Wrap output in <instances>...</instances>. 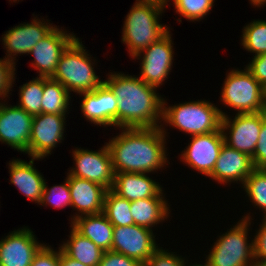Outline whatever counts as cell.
<instances>
[{
	"mask_svg": "<svg viewBox=\"0 0 266 266\" xmlns=\"http://www.w3.org/2000/svg\"><path fill=\"white\" fill-rule=\"evenodd\" d=\"M71 153L75 162L67 170L69 175L97 183L108 190L112 188L115 173L106 143L97 151L76 147Z\"/></svg>",
	"mask_w": 266,
	"mask_h": 266,
	"instance_id": "cell-9",
	"label": "cell"
},
{
	"mask_svg": "<svg viewBox=\"0 0 266 266\" xmlns=\"http://www.w3.org/2000/svg\"><path fill=\"white\" fill-rule=\"evenodd\" d=\"M59 185L49 187L47 182L44 185V191L39 203L40 206H52L53 208L63 209L71 207V195L68 184V179ZM49 187V188H48Z\"/></svg>",
	"mask_w": 266,
	"mask_h": 266,
	"instance_id": "cell-32",
	"label": "cell"
},
{
	"mask_svg": "<svg viewBox=\"0 0 266 266\" xmlns=\"http://www.w3.org/2000/svg\"><path fill=\"white\" fill-rule=\"evenodd\" d=\"M188 146L179 154V160L197 173L208 177L224 144L221 128L208 134L191 136Z\"/></svg>",
	"mask_w": 266,
	"mask_h": 266,
	"instance_id": "cell-14",
	"label": "cell"
},
{
	"mask_svg": "<svg viewBox=\"0 0 266 266\" xmlns=\"http://www.w3.org/2000/svg\"><path fill=\"white\" fill-rule=\"evenodd\" d=\"M250 213L242 216L211 245L209 254L205 255L210 266H255L253 238L249 236L254 219Z\"/></svg>",
	"mask_w": 266,
	"mask_h": 266,
	"instance_id": "cell-6",
	"label": "cell"
},
{
	"mask_svg": "<svg viewBox=\"0 0 266 266\" xmlns=\"http://www.w3.org/2000/svg\"><path fill=\"white\" fill-rule=\"evenodd\" d=\"M35 160L41 161L43 159L31 157L29 162H27L24 159L13 158L7 166L10 174V184H13L29 201L31 200L39 205L46 179L34 167Z\"/></svg>",
	"mask_w": 266,
	"mask_h": 266,
	"instance_id": "cell-21",
	"label": "cell"
},
{
	"mask_svg": "<svg viewBox=\"0 0 266 266\" xmlns=\"http://www.w3.org/2000/svg\"><path fill=\"white\" fill-rule=\"evenodd\" d=\"M253 77L266 89V53L252 57L245 66Z\"/></svg>",
	"mask_w": 266,
	"mask_h": 266,
	"instance_id": "cell-39",
	"label": "cell"
},
{
	"mask_svg": "<svg viewBox=\"0 0 266 266\" xmlns=\"http://www.w3.org/2000/svg\"><path fill=\"white\" fill-rule=\"evenodd\" d=\"M253 237L254 259L257 261H266V218H262L259 229L255 230Z\"/></svg>",
	"mask_w": 266,
	"mask_h": 266,
	"instance_id": "cell-37",
	"label": "cell"
},
{
	"mask_svg": "<svg viewBox=\"0 0 266 266\" xmlns=\"http://www.w3.org/2000/svg\"><path fill=\"white\" fill-rule=\"evenodd\" d=\"M119 133L106 142L114 173H148L170 165L166 136L160 127L119 128Z\"/></svg>",
	"mask_w": 266,
	"mask_h": 266,
	"instance_id": "cell-1",
	"label": "cell"
},
{
	"mask_svg": "<svg viewBox=\"0 0 266 266\" xmlns=\"http://www.w3.org/2000/svg\"><path fill=\"white\" fill-rule=\"evenodd\" d=\"M209 100L198 99L174 105H168L163 99L162 120L160 128L166 137V126L178 129L189 136L208 134L221 128V119L227 113ZM165 124V125H164Z\"/></svg>",
	"mask_w": 266,
	"mask_h": 266,
	"instance_id": "cell-3",
	"label": "cell"
},
{
	"mask_svg": "<svg viewBox=\"0 0 266 266\" xmlns=\"http://www.w3.org/2000/svg\"><path fill=\"white\" fill-rule=\"evenodd\" d=\"M220 94V102L234 109L237 114L265 111L266 89L244 67L226 72Z\"/></svg>",
	"mask_w": 266,
	"mask_h": 266,
	"instance_id": "cell-7",
	"label": "cell"
},
{
	"mask_svg": "<svg viewBox=\"0 0 266 266\" xmlns=\"http://www.w3.org/2000/svg\"><path fill=\"white\" fill-rule=\"evenodd\" d=\"M62 28L56 26L45 38L39 40L29 53L34 57L30 66L37 71L39 77L53 76L60 56L77 37L73 32Z\"/></svg>",
	"mask_w": 266,
	"mask_h": 266,
	"instance_id": "cell-16",
	"label": "cell"
},
{
	"mask_svg": "<svg viewBox=\"0 0 266 266\" xmlns=\"http://www.w3.org/2000/svg\"><path fill=\"white\" fill-rule=\"evenodd\" d=\"M131 202L120 197L111 189L107 190L103 206V214L114 226H129L134 224L131 215Z\"/></svg>",
	"mask_w": 266,
	"mask_h": 266,
	"instance_id": "cell-27",
	"label": "cell"
},
{
	"mask_svg": "<svg viewBox=\"0 0 266 266\" xmlns=\"http://www.w3.org/2000/svg\"><path fill=\"white\" fill-rule=\"evenodd\" d=\"M153 230L136 224L113 228L111 251L137 260L143 266L160 247Z\"/></svg>",
	"mask_w": 266,
	"mask_h": 266,
	"instance_id": "cell-10",
	"label": "cell"
},
{
	"mask_svg": "<svg viewBox=\"0 0 266 266\" xmlns=\"http://www.w3.org/2000/svg\"><path fill=\"white\" fill-rule=\"evenodd\" d=\"M241 43L243 50L253 53L254 56L266 53V21L253 19L242 29Z\"/></svg>",
	"mask_w": 266,
	"mask_h": 266,
	"instance_id": "cell-30",
	"label": "cell"
},
{
	"mask_svg": "<svg viewBox=\"0 0 266 266\" xmlns=\"http://www.w3.org/2000/svg\"><path fill=\"white\" fill-rule=\"evenodd\" d=\"M246 193L248 201L256 210L263 212L262 218H266V169H255L244 181L241 189Z\"/></svg>",
	"mask_w": 266,
	"mask_h": 266,
	"instance_id": "cell-29",
	"label": "cell"
},
{
	"mask_svg": "<svg viewBox=\"0 0 266 266\" xmlns=\"http://www.w3.org/2000/svg\"><path fill=\"white\" fill-rule=\"evenodd\" d=\"M59 266H87L67 256L60 248Z\"/></svg>",
	"mask_w": 266,
	"mask_h": 266,
	"instance_id": "cell-40",
	"label": "cell"
},
{
	"mask_svg": "<svg viewBox=\"0 0 266 266\" xmlns=\"http://www.w3.org/2000/svg\"><path fill=\"white\" fill-rule=\"evenodd\" d=\"M67 241L59 244L61 250L70 258L87 266H98L104 251L89 238L82 236L70 225Z\"/></svg>",
	"mask_w": 266,
	"mask_h": 266,
	"instance_id": "cell-25",
	"label": "cell"
},
{
	"mask_svg": "<svg viewBox=\"0 0 266 266\" xmlns=\"http://www.w3.org/2000/svg\"><path fill=\"white\" fill-rule=\"evenodd\" d=\"M98 266H143L137 260L113 251H104Z\"/></svg>",
	"mask_w": 266,
	"mask_h": 266,
	"instance_id": "cell-38",
	"label": "cell"
},
{
	"mask_svg": "<svg viewBox=\"0 0 266 266\" xmlns=\"http://www.w3.org/2000/svg\"><path fill=\"white\" fill-rule=\"evenodd\" d=\"M0 102V142L28 154L33 116L17 105Z\"/></svg>",
	"mask_w": 266,
	"mask_h": 266,
	"instance_id": "cell-15",
	"label": "cell"
},
{
	"mask_svg": "<svg viewBox=\"0 0 266 266\" xmlns=\"http://www.w3.org/2000/svg\"><path fill=\"white\" fill-rule=\"evenodd\" d=\"M66 115L40 113L33 116L29 139V158L52 155L53 149L65 139Z\"/></svg>",
	"mask_w": 266,
	"mask_h": 266,
	"instance_id": "cell-13",
	"label": "cell"
},
{
	"mask_svg": "<svg viewBox=\"0 0 266 266\" xmlns=\"http://www.w3.org/2000/svg\"><path fill=\"white\" fill-rule=\"evenodd\" d=\"M148 175L150 176L148 173H115L111 190L130 202L138 199L165 197L162 185Z\"/></svg>",
	"mask_w": 266,
	"mask_h": 266,
	"instance_id": "cell-22",
	"label": "cell"
},
{
	"mask_svg": "<svg viewBox=\"0 0 266 266\" xmlns=\"http://www.w3.org/2000/svg\"><path fill=\"white\" fill-rule=\"evenodd\" d=\"M86 50L82 40L76 37L60 56L56 70L51 77L71 94L93 91L104 82L94 69L98 63L96 57H92Z\"/></svg>",
	"mask_w": 266,
	"mask_h": 266,
	"instance_id": "cell-5",
	"label": "cell"
},
{
	"mask_svg": "<svg viewBox=\"0 0 266 266\" xmlns=\"http://www.w3.org/2000/svg\"><path fill=\"white\" fill-rule=\"evenodd\" d=\"M59 262L60 246L57 250L46 243L35 254L30 266H59Z\"/></svg>",
	"mask_w": 266,
	"mask_h": 266,
	"instance_id": "cell-35",
	"label": "cell"
},
{
	"mask_svg": "<svg viewBox=\"0 0 266 266\" xmlns=\"http://www.w3.org/2000/svg\"><path fill=\"white\" fill-rule=\"evenodd\" d=\"M177 15L189 22H199L212 11L215 0H170ZM196 21V22H195Z\"/></svg>",
	"mask_w": 266,
	"mask_h": 266,
	"instance_id": "cell-31",
	"label": "cell"
},
{
	"mask_svg": "<svg viewBox=\"0 0 266 266\" xmlns=\"http://www.w3.org/2000/svg\"><path fill=\"white\" fill-rule=\"evenodd\" d=\"M44 244L28 226L15 229L0 240V266H30Z\"/></svg>",
	"mask_w": 266,
	"mask_h": 266,
	"instance_id": "cell-18",
	"label": "cell"
},
{
	"mask_svg": "<svg viewBox=\"0 0 266 266\" xmlns=\"http://www.w3.org/2000/svg\"><path fill=\"white\" fill-rule=\"evenodd\" d=\"M19 87L17 106L28 114L35 116L41 113L44 90V77L37 76Z\"/></svg>",
	"mask_w": 266,
	"mask_h": 266,
	"instance_id": "cell-28",
	"label": "cell"
},
{
	"mask_svg": "<svg viewBox=\"0 0 266 266\" xmlns=\"http://www.w3.org/2000/svg\"><path fill=\"white\" fill-rule=\"evenodd\" d=\"M188 261H190V260H188L186 258L183 266H210L206 259H205V263L202 262L201 264L200 263H190V262L188 263Z\"/></svg>",
	"mask_w": 266,
	"mask_h": 266,
	"instance_id": "cell-43",
	"label": "cell"
},
{
	"mask_svg": "<svg viewBox=\"0 0 266 266\" xmlns=\"http://www.w3.org/2000/svg\"><path fill=\"white\" fill-rule=\"evenodd\" d=\"M182 256L160 246L144 266H183L186 258Z\"/></svg>",
	"mask_w": 266,
	"mask_h": 266,
	"instance_id": "cell-34",
	"label": "cell"
},
{
	"mask_svg": "<svg viewBox=\"0 0 266 266\" xmlns=\"http://www.w3.org/2000/svg\"><path fill=\"white\" fill-rule=\"evenodd\" d=\"M9 1H11V3H12V2L15 3V2H17V1L19 2L20 0H9ZM22 1H23V0H22Z\"/></svg>",
	"mask_w": 266,
	"mask_h": 266,
	"instance_id": "cell-45",
	"label": "cell"
},
{
	"mask_svg": "<svg viewBox=\"0 0 266 266\" xmlns=\"http://www.w3.org/2000/svg\"><path fill=\"white\" fill-rule=\"evenodd\" d=\"M255 170V166L248 154L235 150L227 144H223L213 171L208 176L217 184L228 185L242 184L245 179Z\"/></svg>",
	"mask_w": 266,
	"mask_h": 266,
	"instance_id": "cell-19",
	"label": "cell"
},
{
	"mask_svg": "<svg viewBox=\"0 0 266 266\" xmlns=\"http://www.w3.org/2000/svg\"><path fill=\"white\" fill-rule=\"evenodd\" d=\"M16 65L0 58V102L9 99L16 80ZM14 84V85H13ZM7 97V98H6Z\"/></svg>",
	"mask_w": 266,
	"mask_h": 266,
	"instance_id": "cell-33",
	"label": "cell"
},
{
	"mask_svg": "<svg viewBox=\"0 0 266 266\" xmlns=\"http://www.w3.org/2000/svg\"><path fill=\"white\" fill-rule=\"evenodd\" d=\"M70 225L103 251H111L114 226L103 213L80 216Z\"/></svg>",
	"mask_w": 266,
	"mask_h": 266,
	"instance_id": "cell-23",
	"label": "cell"
},
{
	"mask_svg": "<svg viewBox=\"0 0 266 266\" xmlns=\"http://www.w3.org/2000/svg\"><path fill=\"white\" fill-rule=\"evenodd\" d=\"M70 102L71 93L64 86L51 77H44L41 113L68 115Z\"/></svg>",
	"mask_w": 266,
	"mask_h": 266,
	"instance_id": "cell-26",
	"label": "cell"
},
{
	"mask_svg": "<svg viewBox=\"0 0 266 266\" xmlns=\"http://www.w3.org/2000/svg\"><path fill=\"white\" fill-rule=\"evenodd\" d=\"M250 4L253 5V7H257L260 9V7L266 6V0H249Z\"/></svg>",
	"mask_w": 266,
	"mask_h": 266,
	"instance_id": "cell-42",
	"label": "cell"
},
{
	"mask_svg": "<svg viewBox=\"0 0 266 266\" xmlns=\"http://www.w3.org/2000/svg\"><path fill=\"white\" fill-rule=\"evenodd\" d=\"M165 198L153 197L132 201L130 210L134 224L154 230L153 228L158 224L168 221L167 218L171 216V207Z\"/></svg>",
	"mask_w": 266,
	"mask_h": 266,
	"instance_id": "cell-24",
	"label": "cell"
},
{
	"mask_svg": "<svg viewBox=\"0 0 266 266\" xmlns=\"http://www.w3.org/2000/svg\"><path fill=\"white\" fill-rule=\"evenodd\" d=\"M174 44L169 30L162 38L141 50L133 59L140 60L139 78L159 89L172 72Z\"/></svg>",
	"mask_w": 266,
	"mask_h": 266,
	"instance_id": "cell-8",
	"label": "cell"
},
{
	"mask_svg": "<svg viewBox=\"0 0 266 266\" xmlns=\"http://www.w3.org/2000/svg\"><path fill=\"white\" fill-rule=\"evenodd\" d=\"M71 208L76 211L69 220L84 216L103 213V206L107 188L86 179L71 176L67 173Z\"/></svg>",
	"mask_w": 266,
	"mask_h": 266,
	"instance_id": "cell-20",
	"label": "cell"
},
{
	"mask_svg": "<svg viewBox=\"0 0 266 266\" xmlns=\"http://www.w3.org/2000/svg\"><path fill=\"white\" fill-rule=\"evenodd\" d=\"M136 1L137 2H152V3L159 4V5H161V6L165 7V8H167L168 5H170V4H168V2L170 0H136Z\"/></svg>",
	"mask_w": 266,
	"mask_h": 266,
	"instance_id": "cell-41",
	"label": "cell"
},
{
	"mask_svg": "<svg viewBox=\"0 0 266 266\" xmlns=\"http://www.w3.org/2000/svg\"><path fill=\"white\" fill-rule=\"evenodd\" d=\"M255 266H266V261H257Z\"/></svg>",
	"mask_w": 266,
	"mask_h": 266,
	"instance_id": "cell-44",
	"label": "cell"
},
{
	"mask_svg": "<svg viewBox=\"0 0 266 266\" xmlns=\"http://www.w3.org/2000/svg\"><path fill=\"white\" fill-rule=\"evenodd\" d=\"M30 23H20L4 32L1 41L6 49L5 59L16 65V56L29 55L33 46L45 38L57 25L48 19L40 18L34 14ZM46 20V21H45ZM53 24V25H52Z\"/></svg>",
	"mask_w": 266,
	"mask_h": 266,
	"instance_id": "cell-12",
	"label": "cell"
},
{
	"mask_svg": "<svg viewBox=\"0 0 266 266\" xmlns=\"http://www.w3.org/2000/svg\"><path fill=\"white\" fill-rule=\"evenodd\" d=\"M232 117L227 114L221 119L224 143L252 157L262 127V112L236 113Z\"/></svg>",
	"mask_w": 266,
	"mask_h": 266,
	"instance_id": "cell-11",
	"label": "cell"
},
{
	"mask_svg": "<svg viewBox=\"0 0 266 266\" xmlns=\"http://www.w3.org/2000/svg\"><path fill=\"white\" fill-rule=\"evenodd\" d=\"M81 96L80 109L86 121L97 127L118 129V106L115 94L103 82L98 88L78 94Z\"/></svg>",
	"mask_w": 266,
	"mask_h": 266,
	"instance_id": "cell-17",
	"label": "cell"
},
{
	"mask_svg": "<svg viewBox=\"0 0 266 266\" xmlns=\"http://www.w3.org/2000/svg\"><path fill=\"white\" fill-rule=\"evenodd\" d=\"M104 83L115 94L119 128L160 127L163 97L158 89L146 84L138 75L109 72Z\"/></svg>",
	"mask_w": 266,
	"mask_h": 266,
	"instance_id": "cell-2",
	"label": "cell"
},
{
	"mask_svg": "<svg viewBox=\"0 0 266 266\" xmlns=\"http://www.w3.org/2000/svg\"><path fill=\"white\" fill-rule=\"evenodd\" d=\"M252 160L255 169H266V114L262 111V127Z\"/></svg>",
	"mask_w": 266,
	"mask_h": 266,
	"instance_id": "cell-36",
	"label": "cell"
},
{
	"mask_svg": "<svg viewBox=\"0 0 266 266\" xmlns=\"http://www.w3.org/2000/svg\"><path fill=\"white\" fill-rule=\"evenodd\" d=\"M166 9L156 3L135 1L122 27L121 42L126 45L129 57L133 58L172 29L160 23Z\"/></svg>",
	"mask_w": 266,
	"mask_h": 266,
	"instance_id": "cell-4",
	"label": "cell"
}]
</instances>
